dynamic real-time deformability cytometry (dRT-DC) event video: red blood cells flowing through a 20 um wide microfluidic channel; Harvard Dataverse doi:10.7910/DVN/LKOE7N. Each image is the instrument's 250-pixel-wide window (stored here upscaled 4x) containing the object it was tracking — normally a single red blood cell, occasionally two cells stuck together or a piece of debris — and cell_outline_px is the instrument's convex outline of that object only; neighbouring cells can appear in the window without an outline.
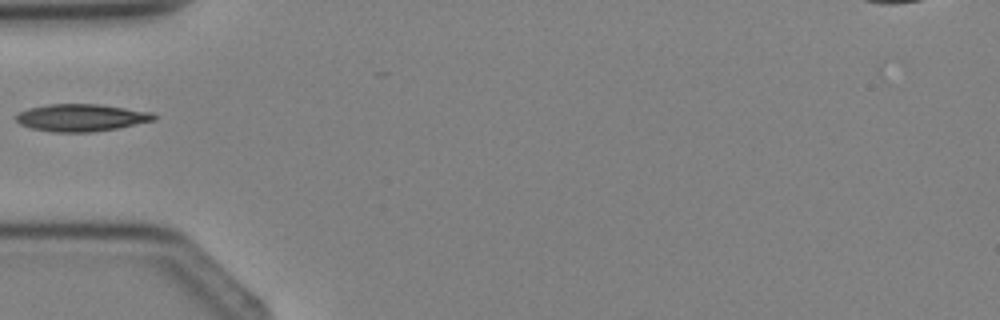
{"species": "Egyptian fruit bat (a non-hibernating species)", "species_latin": "Rousettus aegyptiacus", "temperature_condition": "cold", "stored_images_in_passage": 1, "camera_frame_rate_fps": 3000, "um_per_image_px": 0.085, "animal": {"sex": "female"}, "frame": {"image": 1, "passage_image": 1, "time_ms": 0.0, "image_size_px": [1000, 320], "cell_outline_px": [[156, 120], [120, 128], [92, 132], [52, 132], [28, 128], [20, 124], [16, 120], [16, 116], [20, 112], [28, 108], [48, 104], [100, 104], [152, 112], [156, 116]], "centroid_in_image_um": [6.92, 10.01], "position_along_channel_um": 78.1, "area_um2": 22.14}}